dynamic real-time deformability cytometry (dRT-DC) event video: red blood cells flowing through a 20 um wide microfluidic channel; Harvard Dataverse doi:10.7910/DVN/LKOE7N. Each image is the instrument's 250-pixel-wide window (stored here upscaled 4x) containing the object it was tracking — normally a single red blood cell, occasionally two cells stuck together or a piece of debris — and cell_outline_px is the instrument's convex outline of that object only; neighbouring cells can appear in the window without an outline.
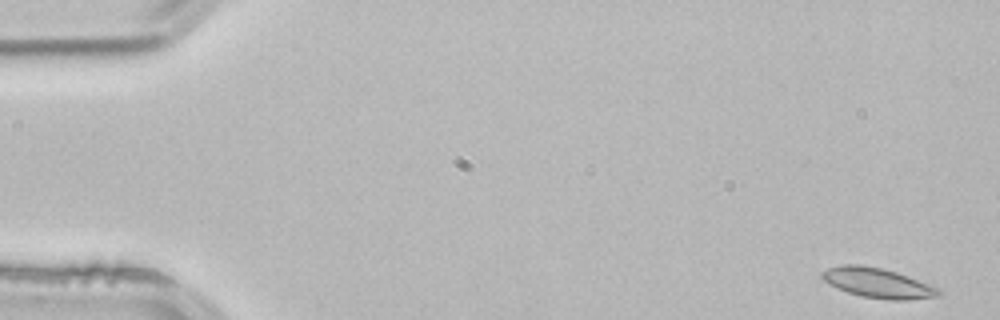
{"species": "common noctule bat (a hibernating species)", "species_latin": "Nyctalus noctula", "temperature_condition": "room temperature", "stored_images_in_passage": 3, "camera_frame_rate_fps": 3000, "um_per_image_px": 0.085, "animal": {"sex": "male", "body_mass_g": 21.5, "forearm_length_mm": 52.0}, "frame": {"image": 1, "passage_image": 1, "time_ms": 0.0, "image_size_px": [1000, 320], "cell_outline_px": [[940, 292], [936, 296], [908, 300], [892, 300], [860, 296], [836, 288], [828, 284], [820, 276], [820, 272], [828, 268], [840, 264], [860, 264], [884, 268], [908, 276], [940, 288]], "centroid_in_image_um": [74.55, 24.03], "position_along_channel_um": 10.4, "area_um2": 20.4}}